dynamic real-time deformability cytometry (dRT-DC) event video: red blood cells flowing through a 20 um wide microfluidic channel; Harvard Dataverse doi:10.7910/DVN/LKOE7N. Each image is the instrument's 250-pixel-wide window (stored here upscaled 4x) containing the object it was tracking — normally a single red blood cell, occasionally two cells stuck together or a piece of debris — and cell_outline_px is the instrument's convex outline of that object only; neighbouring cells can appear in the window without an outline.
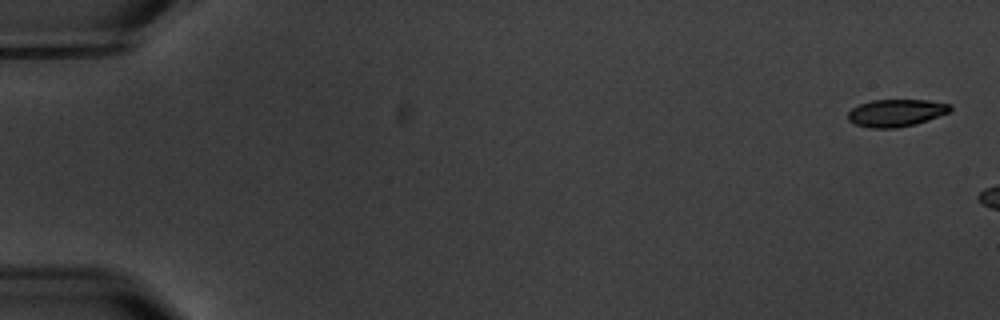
{"species": "common noctule bat (a hibernating species)", "species_latin": "Nyctalus noctula", "temperature_condition": "warm", "stored_images_in_passage": 3, "camera_frame_rate_fps": 3000, "um_per_image_px": 0.085, "animal": {"sex": "male", "body_mass_g": 20.1, "forearm_length_mm": 53.5}, "frame": {"image": 1, "passage_image": 1, "time_ms": 0.0, "image_size_px": [1000, 320], "cell_outline_px": [[952, 108], [948, 112], [928, 120], [916, 124], [896, 128], [868, 128], [856, 124], [848, 120], [848, 112], [852, 108], [860, 104], [872, 100], [928, 100], [952, 104]], "centroid_in_image_um": [76.17, 9.59], "position_along_channel_um": 8.8, "area_um2": 16.3}}